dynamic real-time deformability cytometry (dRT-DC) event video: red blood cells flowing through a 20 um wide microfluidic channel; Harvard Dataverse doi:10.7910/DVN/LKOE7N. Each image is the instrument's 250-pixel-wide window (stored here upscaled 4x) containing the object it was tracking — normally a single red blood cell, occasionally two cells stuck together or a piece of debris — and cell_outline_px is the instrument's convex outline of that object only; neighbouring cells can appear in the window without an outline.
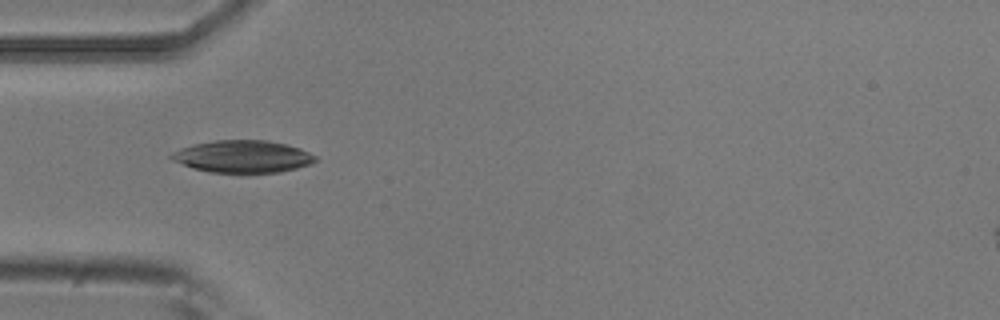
{"species": "common noctule bat (a hibernating species)", "species_latin": "Nyctalus noctula", "temperature_condition": "room temperature", "stored_images_in_passage": 7, "camera_frame_rate_fps": 3000, "um_per_image_px": 0.085, "animal": {"sex": "male", "body_mass_g": 20.5, "forearm_length_mm": 52.5}, "frame": {"image": 1, "passage_image": 4, "time_ms": 1.0, "image_size_px": [1000, 320], "cell_outline_px": [[316, 160], [312, 164], [280, 172], [208, 172], [192, 168], [172, 160], [168, 156], [172, 152], [180, 148], [192, 144], [216, 140], [264, 140], [288, 144], [300, 148], [316, 156]], "centroid_in_image_um": [20.61, 13.29], "position_along_channel_um": 64.4, "area_um2": 27.11}}
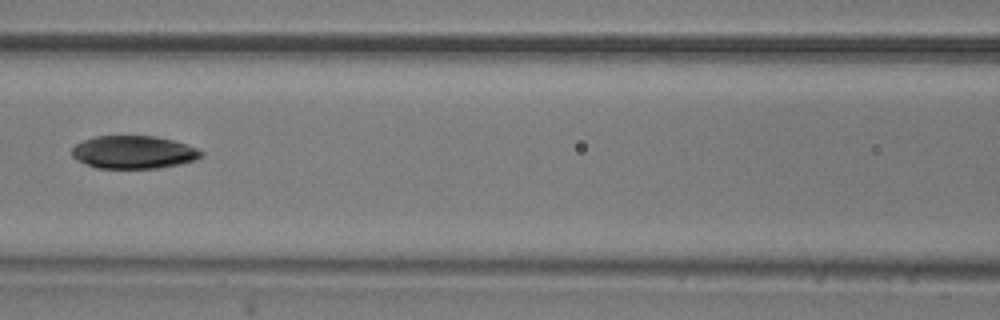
{"frame": {"image": 2, "passage_image": 6, "time_ms": 1.667, "image_size_px": [1000, 320], "cell_outline_px": [[204, 156], [196, 160], [180, 164], [160, 168], [96, 168], [76, 160], [72, 156], [72, 148], [76, 144], [84, 140], [96, 136], [156, 136], [172, 140], [196, 148], [204, 152]], "centroid_in_image_um": [11.36, 12.94], "position_along_channel_um": 155.2, "area_um2": 24.85}}
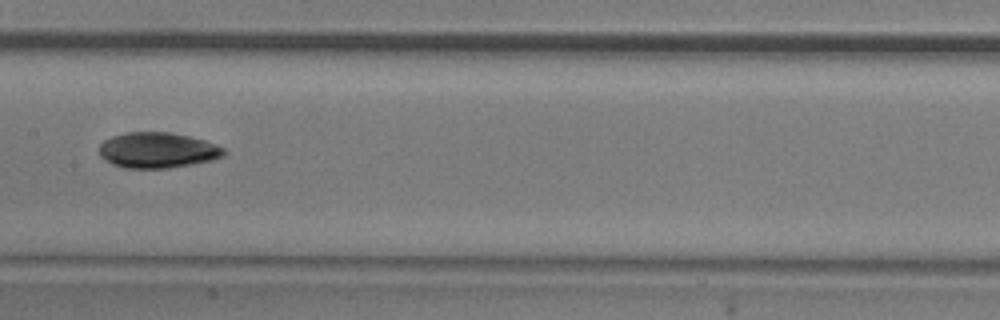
{"frame": {"image": 3, "passage_image": 7, "time_ms": 2.0, "image_size_px": [1000, 320], "cell_outline_px": [[224, 156], [212, 160], [192, 164], [168, 168], [124, 168], [112, 164], [104, 160], [100, 156], [100, 144], [104, 140], [112, 136], [124, 132], [172, 132], [204, 140], [216, 144], [224, 148]], "centroid_in_image_um": [13.37, 12.76], "position_along_channel_um": 194.0, "area_um2": 25.95}}